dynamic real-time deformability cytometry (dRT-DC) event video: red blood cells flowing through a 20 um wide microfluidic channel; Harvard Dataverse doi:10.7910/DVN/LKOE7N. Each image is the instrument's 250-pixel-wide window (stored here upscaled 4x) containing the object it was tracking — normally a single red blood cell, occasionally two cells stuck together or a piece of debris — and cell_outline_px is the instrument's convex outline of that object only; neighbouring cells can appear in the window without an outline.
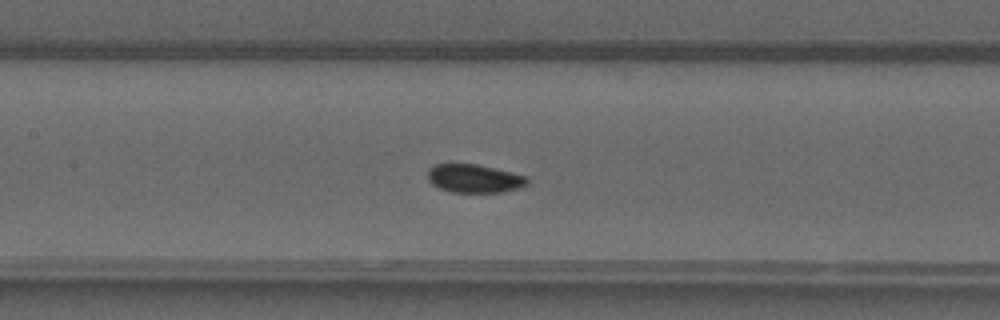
{"species": "common noctule bat (a hibernating species)", "species_latin": "Nyctalus noctula", "temperature_condition": "warm", "stored_images_in_passage": 47, "camera_frame_rate_fps": 3000, "um_per_image_px": 0.085, "animal": {"sex": "male", "forearm_length_mm": 52.5}, "frame": {"image": 1, "passage_image": 21, "time_ms": 6.667, "image_size_px": [1000, 320], "cell_outline_px": [[528, 184], [520, 188], [504, 192], [452, 192], [440, 188], [432, 184], [428, 180], [428, 168], [436, 164], [476, 164], [512, 172], [528, 176]], "centroid_in_image_um": [40.34, 15.17], "position_along_channel_um": 167.1, "area_um2": 16.53}}
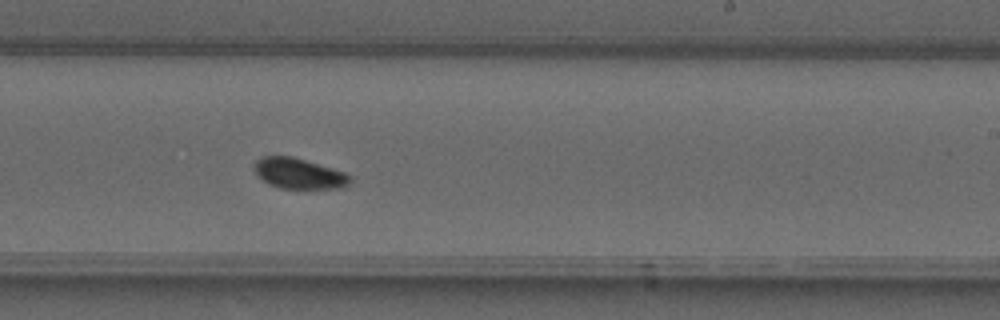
{"frame": {"image": 2, "passage_image": 28, "time_ms": 9.0, "image_size_px": [1000, 320], "cell_outline_px": [[352, 180], [344, 188], [280, 188], [268, 184], [256, 176], [252, 168], [252, 164], [256, 160], [264, 156], [292, 156], [344, 172], [352, 176]], "centroid_in_image_um": [25.36, 14.75], "position_along_channel_um": 263.6, "area_um2": 17.22}}
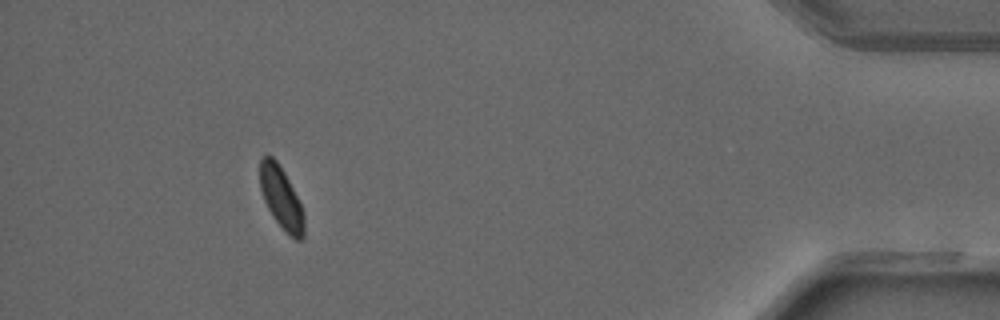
{"frame": {"image": 3, "passage_image": 43, "time_ms": 14.0, "image_size_px": [1000, 320], "cell_outline_px": [[304, 236], [300, 240], [296, 240], [272, 216], [264, 200], [260, 188], [260, 156], [268, 152], [276, 160], [284, 172], [300, 204], [304, 216]], "centroid_in_image_um": [23.87, 16.75], "position_along_channel_um": 411.3, "area_um2": 15.66}, "authors_computed_cell_mechanics": {"area_um2": 16.6464, "velocity_mm_per_s": 4.1537, "shape_relaxation_time_tau1_ms": 8.3032, "shape_relaxation_time_tau2_ms": null, "deformation_change_tau1": 0.1148, "deformation_change_tau2": null}}